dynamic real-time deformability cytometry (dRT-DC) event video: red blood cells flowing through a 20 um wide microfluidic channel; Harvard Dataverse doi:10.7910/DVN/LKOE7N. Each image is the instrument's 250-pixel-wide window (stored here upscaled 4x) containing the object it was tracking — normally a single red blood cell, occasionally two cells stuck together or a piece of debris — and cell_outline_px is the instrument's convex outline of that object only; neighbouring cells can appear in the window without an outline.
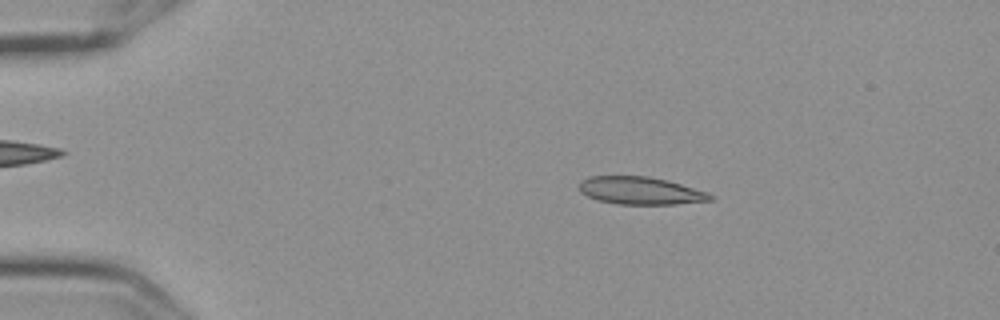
{"species": "Egyptian fruit bat (a non-hibernating species)", "species_latin": "Rousettus aegyptiacus", "temperature_condition": "cold", "stored_images_in_passage": 56, "camera_frame_rate_fps": 3000, "um_per_image_px": 0.085, "frame": {"image": 1, "passage_image": 10, "time_ms": 3.0, "image_size_px": [1000, 320], "cell_outline_px": [[716, 200], [676, 204], [616, 204], [596, 200], [580, 192], [580, 180], [588, 176], [648, 176], [680, 184], [708, 192], [716, 196]], "centroid_in_image_um": [54.45, 16.21], "position_along_channel_um": 30.5, "area_um2": 21.21}}
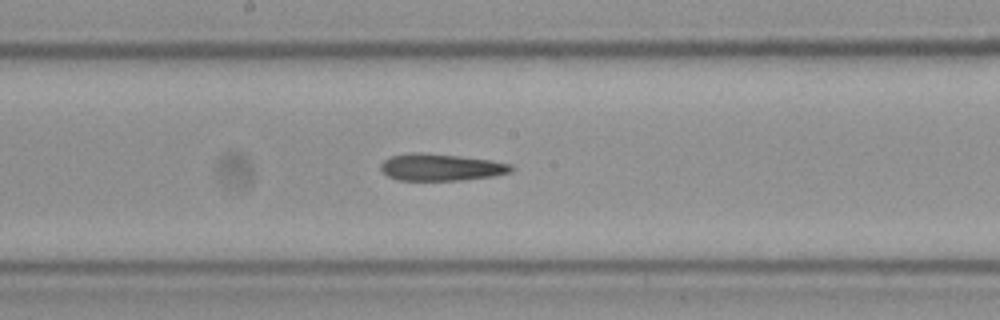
{"frame": {"image": 2, "passage_image": 30, "time_ms": 9.667, "image_size_px": [1000, 320], "cell_outline_px": [[512, 172], [492, 176], [460, 180], [400, 180], [388, 176], [380, 168], [380, 164], [384, 160], [392, 156], [412, 152], [420, 152], [460, 156], [488, 160], [512, 164]], "centroid_in_image_um": [37.46, 14.21], "position_along_channel_um": 210.7, "area_um2": 20.29}}
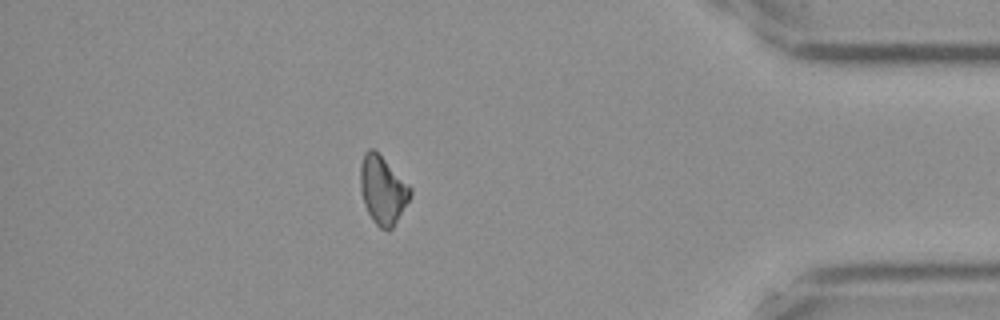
{"frame": {"image": 3, "passage_image": 49, "time_ms": 16.0, "image_size_px": [1000, 320], "cell_outline_px": [[412, 192], [408, 200], [392, 228], [388, 232], [380, 228], [372, 220], [364, 204], [360, 188], [360, 164], [364, 152], [368, 148], [372, 148], [412, 188]], "centroid_in_image_um": [32.5, 16.16], "position_along_channel_um": 402.7, "area_um2": 19.48}}